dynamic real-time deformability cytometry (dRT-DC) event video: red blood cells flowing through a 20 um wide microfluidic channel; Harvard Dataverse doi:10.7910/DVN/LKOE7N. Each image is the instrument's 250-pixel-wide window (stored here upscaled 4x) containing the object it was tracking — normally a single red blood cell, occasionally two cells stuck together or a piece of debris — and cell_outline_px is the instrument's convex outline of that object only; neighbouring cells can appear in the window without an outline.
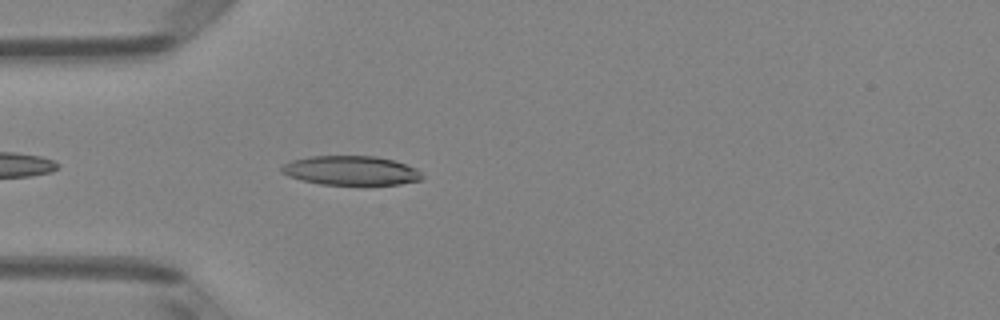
{"species": "Egyptian fruit bat (a non-hibernating species)", "species_latin": "Rousettus aegyptiacus", "temperature_condition": "room temperature", "stored_images_in_passage": 25, "camera_frame_rate_fps": 3000, "um_per_image_px": 0.085, "animal": {"sex": "female"}, "frame": {"image": 1, "passage_image": 3, "time_ms": 0.667, "image_size_px": [1000, 320], "cell_outline_px": [[424, 176], [420, 180], [400, 184], [320, 184], [288, 176], [280, 172], [280, 168], [284, 164], [292, 160], [312, 156], [376, 156], [392, 160], [416, 168]], "centroid_in_image_um": [29.82, 14.49], "position_along_channel_um": 55.2, "area_um2": 23.7}}
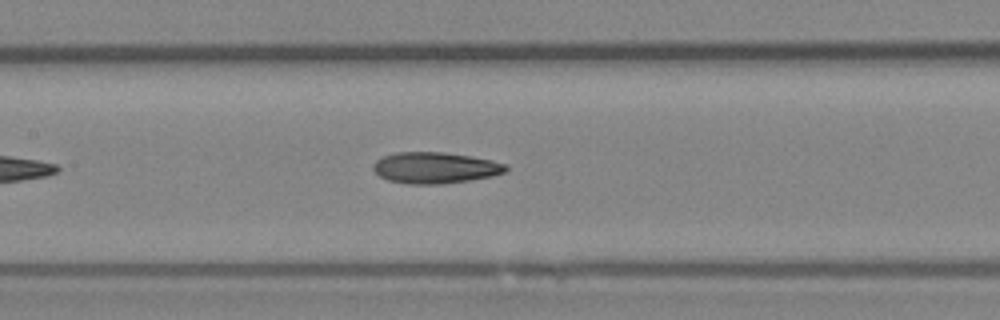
{"frame": {"image": 2, "passage_image": 12, "time_ms": 3.667, "image_size_px": [1000, 320], "cell_outline_px": [[508, 168], [504, 172], [492, 176], [444, 184], [408, 184], [388, 180], [380, 176], [372, 168], [372, 164], [376, 160], [384, 156], [396, 152], [444, 152], [492, 160], [508, 164]], "centroid_in_image_um": [36.97, 14.26], "position_along_channel_um": 170.4, "area_um2": 24.1}}
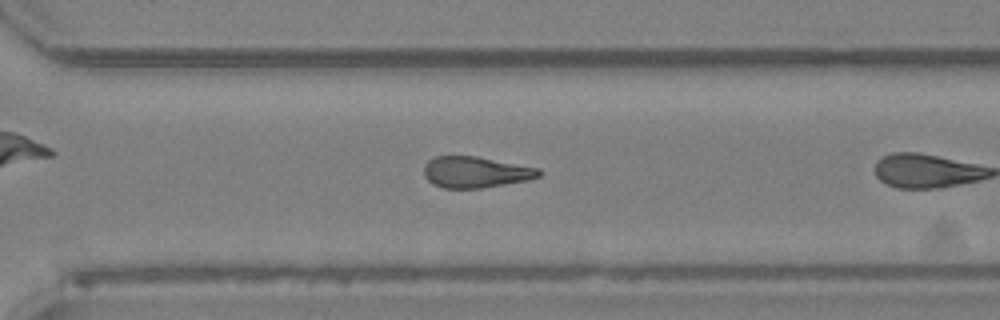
{"frame": {"image": 3, "passage_image": 21, "time_ms": 6.667, "image_size_px": [1000, 320], "cell_outline_px": [[544, 172], [540, 176], [528, 180], [480, 188], [444, 188], [432, 184], [424, 176], [424, 164], [428, 160], [436, 156], [476, 156], [540, 168]], "centroid_in_image_um": [40.43, 14.63], "position_along_channel_um": 330.2, "area_um2": 20.98}}